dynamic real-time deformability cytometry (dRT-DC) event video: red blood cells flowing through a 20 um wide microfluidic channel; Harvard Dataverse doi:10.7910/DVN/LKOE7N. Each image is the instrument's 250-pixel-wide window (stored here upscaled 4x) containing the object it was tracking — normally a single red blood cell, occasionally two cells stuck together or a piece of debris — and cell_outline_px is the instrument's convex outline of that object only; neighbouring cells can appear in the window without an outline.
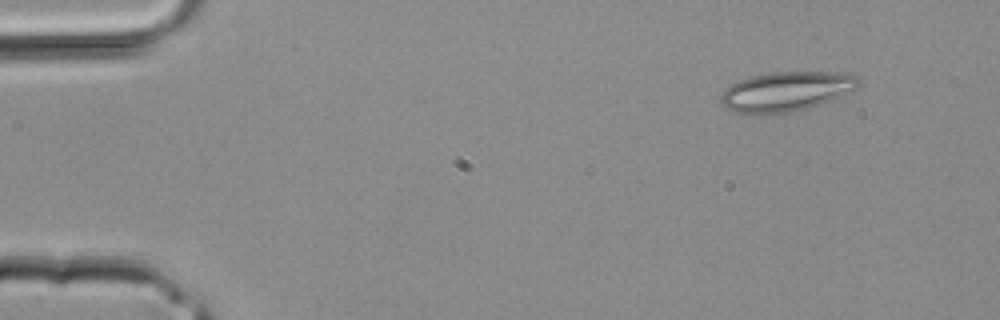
{"species": "common noctule bat (a hibernating species)", "species_latin": "Nyctalus noctula", "temperature_condition": "room temperature", "stored_images_in_passage": 2, "camera_frame_rate_fps": 3000, "um_per_image_px": 0.085, "animal": {"sex": "male", "body_mass_g": 20.4}, "frame": {"image": 1, "passage_image": 2, "time_ms": 0.333, "image_size_px": [1000, 320], "cell_outline_px": [[860, 84], [856, 88], [832, 100], [804, 108], [788, 112], [736, 112], [720, 104], [720, 96], [732, 84], [748, 76], [772, 72], [852, 72], [860, 76]], "centroid_in_image_um": [66.9, 7.72], "position_along_channel_um": 18.1, "area_um2": 31.33}}